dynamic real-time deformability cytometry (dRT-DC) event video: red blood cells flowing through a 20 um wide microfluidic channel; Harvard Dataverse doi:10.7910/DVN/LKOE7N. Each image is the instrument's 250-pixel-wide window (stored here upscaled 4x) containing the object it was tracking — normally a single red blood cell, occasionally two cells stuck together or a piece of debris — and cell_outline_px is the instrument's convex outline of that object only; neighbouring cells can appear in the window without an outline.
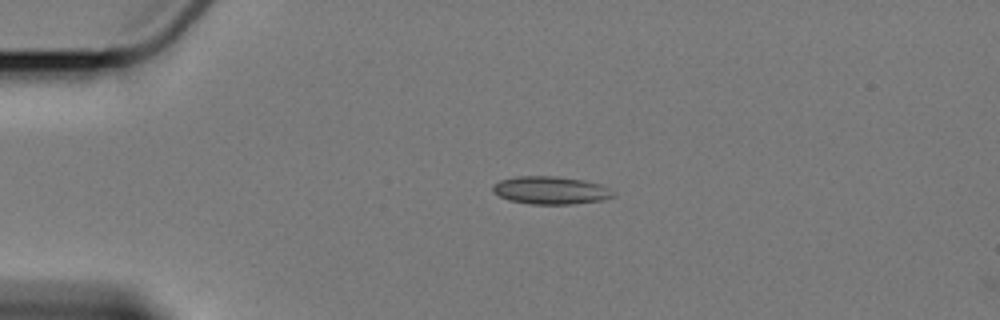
{"species": "Egyptian fruit bat (a non-hibernating species)", "species_latin": "Rousettus aegyptiacus", "temperature_condition": "cold", "stored_images_in_passage": 2, "camera_frame_rate_fps": 3000, "um_per_image_px": 0.085, "animal": {"sex": "female"}, "frame": {"image": 1, "passage_image": 1, "time_ms": 0.0, "image_size_px": [1000, 320], "cell_outline_px": [[616, 196], [604, 200], [572, 204], [528, 204], [508, 200], [492, 192], [492, 188], [500, 180], [516, 176], [552, 176], [584, 180], [600, 184], [612, 188], [616, 192]], "centroid_in_image_um": [46.86, 16.18], "position_along_channel_um": 38.1, "area_um2": 19.77}}